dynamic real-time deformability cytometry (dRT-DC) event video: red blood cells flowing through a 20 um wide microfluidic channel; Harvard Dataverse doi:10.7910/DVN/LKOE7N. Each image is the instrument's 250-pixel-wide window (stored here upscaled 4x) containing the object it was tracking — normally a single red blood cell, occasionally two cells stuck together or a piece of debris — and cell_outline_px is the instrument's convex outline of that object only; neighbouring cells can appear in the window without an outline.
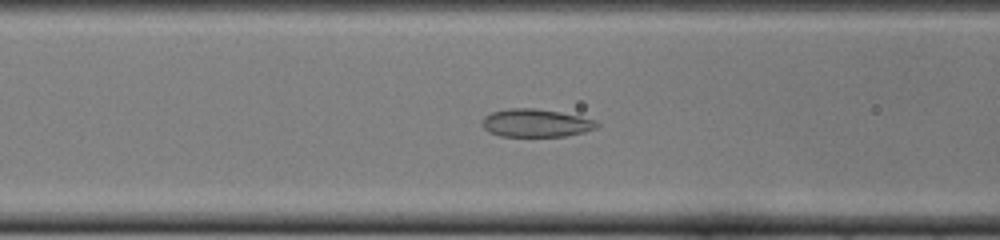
{"species": "common noctule bat (a hibernating species)", "species_latin": "Nyctalus noctula", "temperature_condition": "cold", "stored_images_in_passage": 50, "camera_frame_rate_fps": 3000, "um_per_image_px": 0.085, "animal": {"sex": "female", "body_mass_g": 22.0, "forearm_length_mm": 56.7}, "frame": {"image": 1, "passage_image": 20, "time_ms": 6.333, "image_size_px": [1000, 240], "cell_outline_px": [[600, 124], [596, 128], [584, 132], [564, 136], [500, 136], [488, 132], [480, 124], [484, 116], [492, 112], [508, 108], [536, 108], [560, 112], [580, 116], [596, 120]], "centroid_in_image_um": [45.53, 10.45], "position_along_channel_um": 121.1, "area_um2": 18.84}}
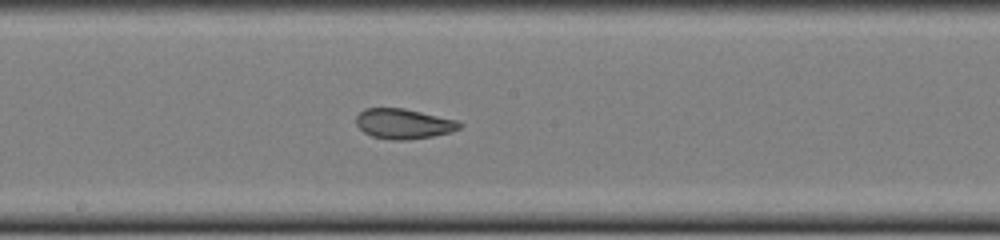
{"frame": {"image": 2, "passage_image": 27, "time_ms": 8.667, "image_size_px": [1000, 240], "cell_outline_px": [[464, 124], [460, 128], [452, 132], [432, 136], [408, 140], [392, 140], [372, 136], [364, 132], [356, 124], [356, 116], [364, 108], [404, 108], [456, 120]], "centroid_in_image_um": [34.31, 10.52], "position_along_channel_um": 213.9, "area_um2": 18.15}}
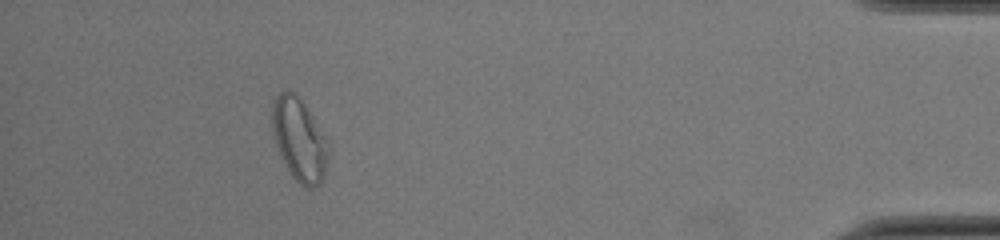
{"frame": {"image": 3, "passage_image": 46, "time_ms": 15.0, "image_size_px": [1000, 240], "cell_outline_px": [[328, 156], [324, 176], [320, 184], [312, 188], [304, 188], [288, 172], [280, 156], [272, 132], [272, 100], [284, 88], [296, 92], [328, 140]], "centroid_in_image_um": [25.42, 11.85], "position_along_channel_um": 409.8, "area_um2": 27.46}, "authors_computed_cell_mechanics": {"area_um2": 21.3571, "velocity_mm_per_s": 3.9922, "shape_relaxation_time_tau1_ms": null, "shape_relaxation_time_tau2_ms": 1.1383, "deformation_change_tau1": null, "deformation_change_tau2": 0.0615}}